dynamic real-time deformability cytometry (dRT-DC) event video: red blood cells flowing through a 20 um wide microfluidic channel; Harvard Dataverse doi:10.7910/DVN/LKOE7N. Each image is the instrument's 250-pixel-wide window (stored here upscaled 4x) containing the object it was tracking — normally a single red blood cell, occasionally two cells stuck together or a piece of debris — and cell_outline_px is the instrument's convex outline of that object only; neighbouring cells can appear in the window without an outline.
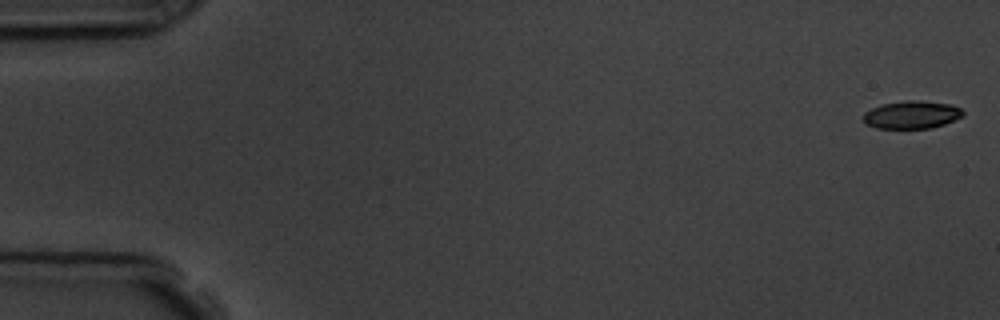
{"species": "common noctule bat (a hibernating species)", "species_latin": "Nyctalus noctula", "temperature_condition": "room temperature", "stored_images_in_passage": 6, "camera_frame_rate_fps": 3000, "um_per_image_px": 0.085, "animal": {"sex": "male", "body_mass_g": 19.5, "forearm_length_mm": 54.6}, "frame": {"image": 1, "passage_image": 1, "time_ms": 0.0, "image_size_px": [1000, 320], "cell_outline_px": [[964, 116], [944, 124], [932, 128], [876, 128], [864, 124], [860, 116], [864, 112], [880, 104], [908, 100], [916, 100], [952, 104], [960, 108], [964, 112]], "centroid_in_image_um": [77.45, 9.75], "position_along_channel_um": 7.5, "area_um2": 16.42}}
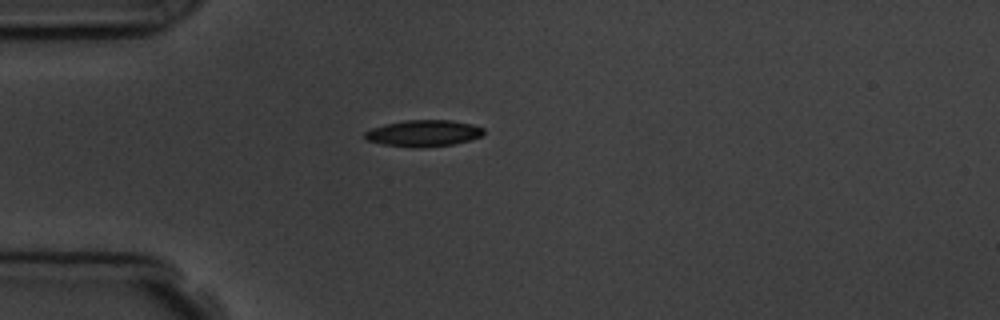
{"frame": {"image": 2, "passage_image": 5, "time_ms": 4.667, "image_size_px": [1000, 320], "cell_outline_px": [[484, 132], [480, 136], [468, 140], [452, 144], [420, 148], [412, 148], [384, 144], [368, 140], [364, 136], [364, 132], [372, 128], [384, 124], [404, 120], [452, 120], [472, 124], [484, 128]], "centroid_in_image_um": [35.99, 11.32], "position_along_channel_um": 49.0, "area_um2": 18.26}}